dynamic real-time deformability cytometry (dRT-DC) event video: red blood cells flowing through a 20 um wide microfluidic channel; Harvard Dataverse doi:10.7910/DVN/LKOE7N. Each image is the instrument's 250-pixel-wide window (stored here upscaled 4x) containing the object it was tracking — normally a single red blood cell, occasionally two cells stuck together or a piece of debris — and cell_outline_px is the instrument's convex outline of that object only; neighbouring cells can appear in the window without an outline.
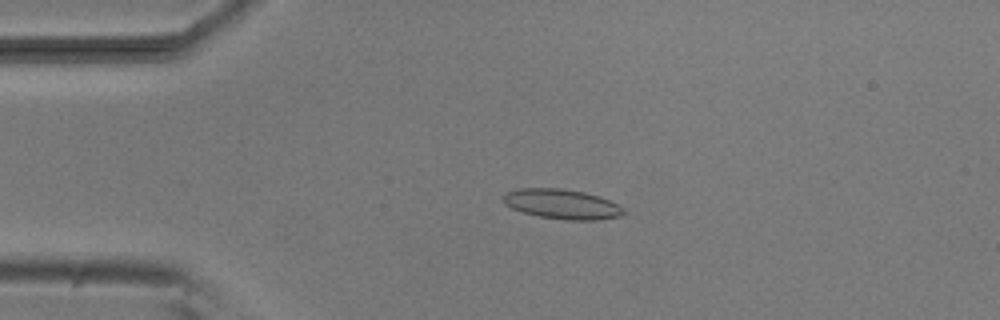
{"species": "common noctule bat (a hibernating species)", "species_latin": "Nyctalus noctula", "temperature_condition": "room temperature", "stored_images_in_passage": 20, "camera_frame_rate_fps": 3000, "um_per_image_px": 0.085, "animal": {"sex": "male", "body_mass_g": 20.5, "forearm_length_mm": 52.5}, "frame": {"image": 1, "passage_image": 7, "time_ms": 2.0, "image_size_px": [1000, 320], "cell_outline_px": [[628, 212], [620, 216], [600, 220], [568, 220], [540, 216], [524, 212], [512, 208], [504, 204], [504, 196], [508, 192], [516, 188], [564, 188], [584, 192], [600, 196], [624, 208]], "centroid_in_image_um": [47.81, 17.34], "position_along_channel_um": 37.2, "area_um2": 20.92}}
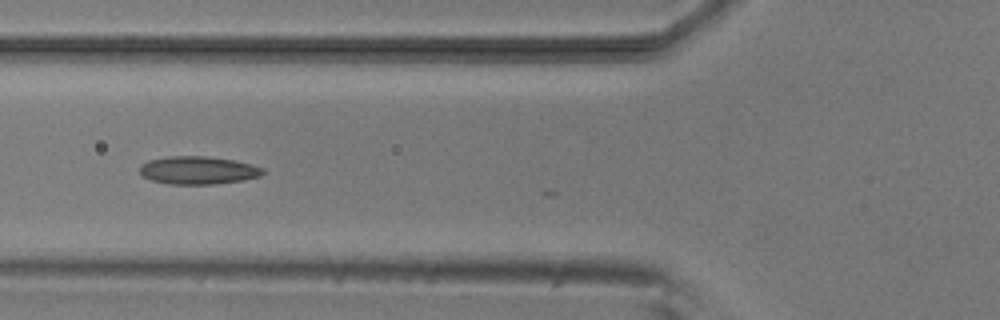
{"frame": {"image": 2, "passage_image": 15, "time_ms": 4.667, "image_size_px": [1000, 320], "cell_outline_px": [[264, 172], [260, 176], [244, 180], [212, 184], [168, 184], [152, 180], [144, 176], [140, 172], [140, 164], [148, 160], [168, 156], [208, 156], [232, 160], [252, 164], [264, 168]], "centroid_in_image_um": [16.84, 14.47], "position_along_channel_um": 109.0, "area_um2": 20.06}}
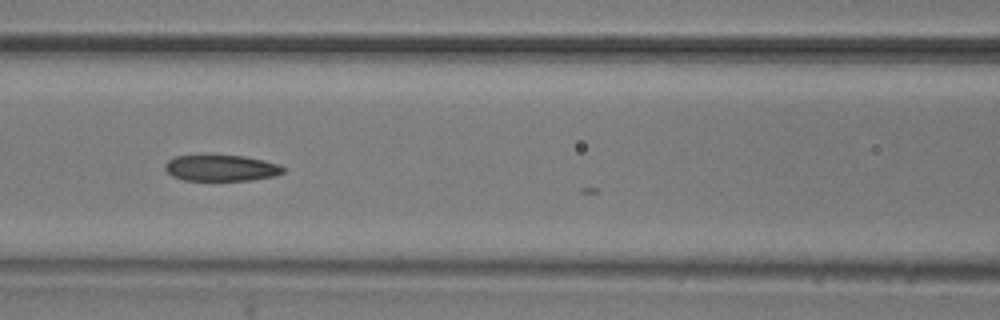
{"frame": {"image": 3, "passage_image": 18, "time_ms": 5.667, "image_size_px": [1000, 320], "cell_outline_px": [[284, 172], [276, 176], [252, 180], [184, 180], [172, 176], [164, 168], [164, 164], [168, 160], [176, 156], [212, 152], [244, 156], [264, 160], [280, 164], [284, 168]], "centroid_in_image_um": [18.78, 14.23], "position_along_channel_um": 147.8, "area_um2": 18.9}}